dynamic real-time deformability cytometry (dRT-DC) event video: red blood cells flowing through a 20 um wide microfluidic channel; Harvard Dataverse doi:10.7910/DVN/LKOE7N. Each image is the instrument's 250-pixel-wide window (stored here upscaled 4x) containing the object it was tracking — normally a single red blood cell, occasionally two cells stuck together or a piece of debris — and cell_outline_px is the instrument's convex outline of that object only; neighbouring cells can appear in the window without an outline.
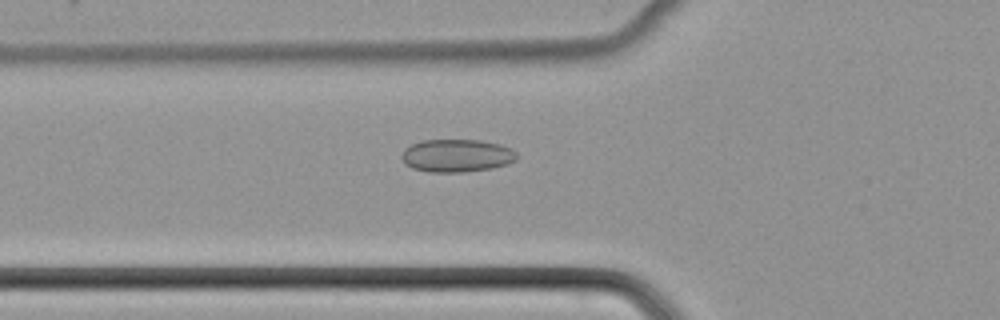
{"species": "common noctule bat (a hibernating species)", "species_latin": "Nyctalus noctula", "temperature_condition": "cold", "stored_images_in_passage": 39, "segment_of_instrument_passage": [1, 2], "camera_frame_rate_fps": 3000, "um_per_image_px": 0.085, "animal": {"sex": "female", "body_mass_g": 22.7, "forearm_length_mm": 54.2}, "frame": {"image": 1, "passage_image": 19, "time_ms": 6.0, "image_size_px": [1000, 320], "cell_outline_px": [[516, 160], [508, 164], [492, 168], [464, 172], [428, 172], [412, 168], [404, 164], [400, 156], [404, 148], [420, 140], [480, 140], [500, 144], [512, 148], [516, 152]], "centroid_in_image_um": [38.8, 13.23], "position_along_channel_um": 87.0, "area_um2": 22.31}}
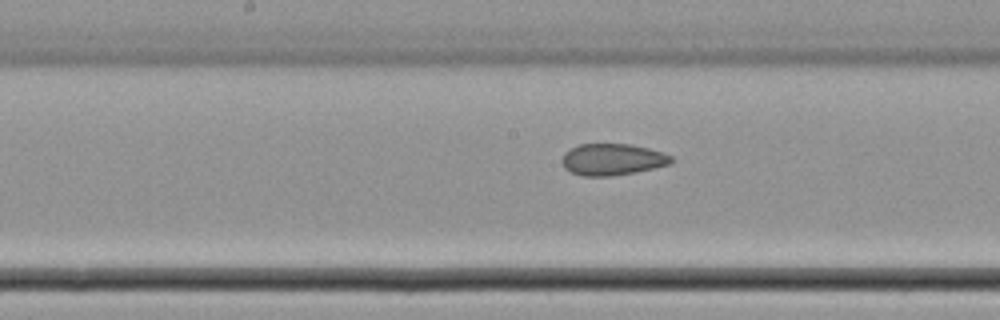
{"frame": {"image": 2, "passage_image": 27, "time_ms": 8.667, "image_size_px": [1000, 320], "cell_outline_px": [[672, 164], [636, 172], [612, 176], [584, 176], [572, 172], [564, 168], [560, 160], [564, 152], [580, 144], [632, 144], [664, 152], [672, 156]], "centroid_in_image_um": [52.06, 13.55], "position_along_channel_um": 196.1, "area_um2": 20.29}}
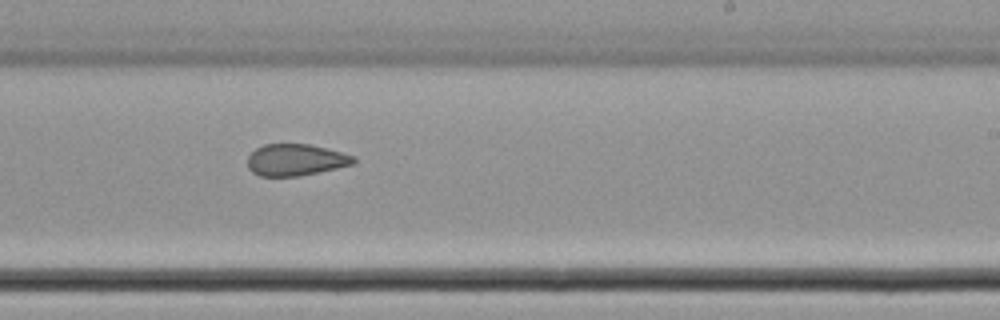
{"frame": {"image": 3, "passage_image": 32, "time_ms": 10.333, "image_size_px": [1000, 320], "cell_outline_px": [[356, 164], [296, 176], [260, 176], [252, 172], [248, 168], [248, 156], [256, 148], [264, 144], [308, 144], [356, 156]], "centroid_in_image_um": [25.12, 13.59], "position_along_channel_um": 263.9, "area_um2": 19.42}}